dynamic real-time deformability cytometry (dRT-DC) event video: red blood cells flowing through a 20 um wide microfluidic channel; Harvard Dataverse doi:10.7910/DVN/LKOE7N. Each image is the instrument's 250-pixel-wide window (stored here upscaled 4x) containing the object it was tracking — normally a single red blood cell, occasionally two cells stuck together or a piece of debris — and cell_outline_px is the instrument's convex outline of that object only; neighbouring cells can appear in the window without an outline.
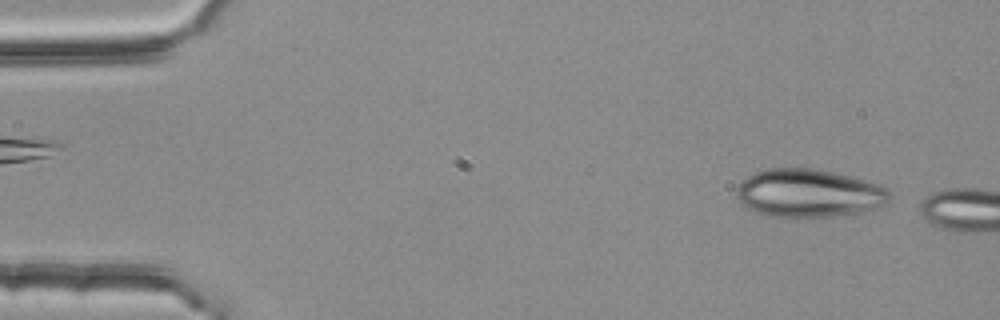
{"species": "common noctule bat (a hibernating species)", "species_latin": "Nyctalus noctula", "temperature_condition": "room temperature", "stored_images_in_passage": 5, "camera_frame_rate_fps": 3000, "um_per_image_px": 0.085, "animal": {"sex": "female", "body_mass_g": 25.1}, "frame": {"image": 1, "passage_image": 5, "time_ms": 1.333, "image_size_px": [1000, 320], "cell_outline_px": [[892, 196], [884, 204], [860, 216], [768, 216], [756, 212], [748, 208], [736, 196], [736, 188], [748, 176], [756, 172], [768, 168], [816, 168], [880, 184], [888, 188], [892, 192]], "centroid_in_image_um": [68.83, 16.43], "position_along_channel_um": 16.2, "area_um2": 43.29}}